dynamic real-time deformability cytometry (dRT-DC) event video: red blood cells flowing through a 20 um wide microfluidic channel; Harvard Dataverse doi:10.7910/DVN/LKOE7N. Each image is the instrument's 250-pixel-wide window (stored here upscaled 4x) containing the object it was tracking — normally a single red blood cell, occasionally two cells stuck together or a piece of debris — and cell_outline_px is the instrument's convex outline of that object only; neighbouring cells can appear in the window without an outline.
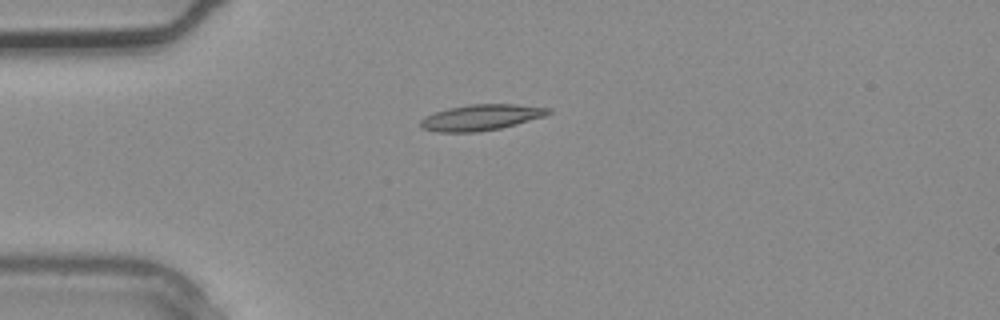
{"species": "common noctule bat (a hibernating species)", "species_latin": "Nyctalus noctula", "temperature_condition": "warm", "stored_images_in_passage": 2, "camera_frame_rate_fps": 3000, "um_per_image_px": 0.085, "animal": {"sex": "male", "body_mass_g": 20.4}, "frame": {"image": 1, "passage_image": 2, "time_ms": 0.333, "image_size_px": [1000, 320], "cell_outline_px": [[552, 112], [544, 116], [516, 124], [500, 128], [476, 132], [436, 132], [424, 128], [420, 124], [420, 120], [424, 116], [448, 108], [472, 104], [516, 104], [552, 108]], "centroid_in_image_um": [40.9, 9.97], "position_along_channel_um": 44.1, "area_um2": 19.19}}